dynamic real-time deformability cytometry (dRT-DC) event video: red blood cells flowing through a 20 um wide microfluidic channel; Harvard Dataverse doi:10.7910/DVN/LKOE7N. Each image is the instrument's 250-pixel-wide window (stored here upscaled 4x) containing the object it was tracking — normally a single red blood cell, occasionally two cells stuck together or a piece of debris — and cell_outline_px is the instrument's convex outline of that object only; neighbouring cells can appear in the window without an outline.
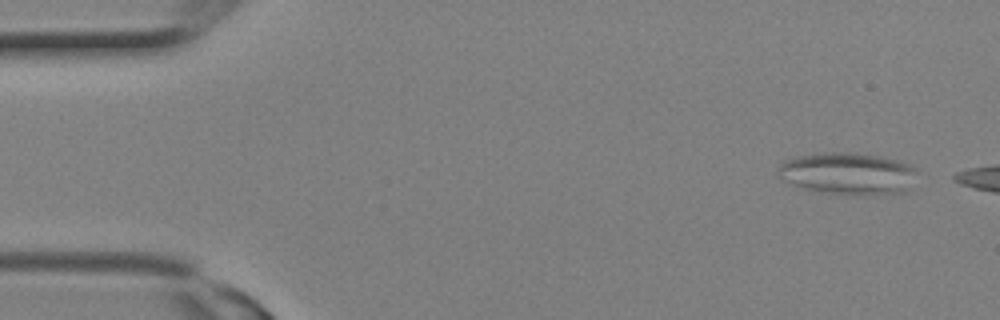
{"species": "Egyptian fruit bat (a non-hibernating species)", "species_latin": "Rousettus aegyptiacus", "temperature_condition": "room temperature", "stored_images_in_passage": 4, "camera_frame_rate_fps": 3000, "um_per_image_px": 0.085, "animal": {"sex": "female"}, "frame": {"image": 1, "passage_image": 1, "time_ms": 0.0, "image_size_px": [1000, 320], "cell_outline_px": [[916, 168], [912, 188], [904, 192], [868, 196], [852, 196], [808, 188], [784, 180], [776, 172], [780, 164], [784, 160], [796, 156], [824, 152], [852, 152], [900, 160]], "centroid_in_image_um": [72.13, 14.75], "position_along_channel_um": 12.9, "area_um2": 34.16}}